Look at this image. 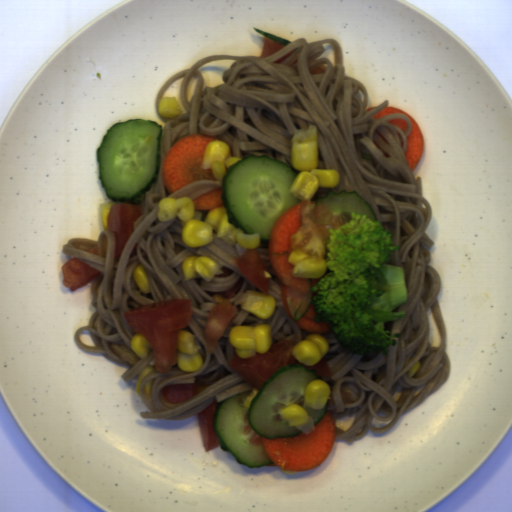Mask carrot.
Masks as SVG:
<instances>
[{"mask_svg": "<svg viewBox=\"0 0 512 512\" xmlns=\"http://www.w3.org/2000/svg\"><path fill=\"white\" fill-rule=\"evenodd\" d=\"M337 438L336 418L333 411L325 412L309 434L294 437H259L261 445L274 464L289 472H307L319 467L328 457Z\"/></svg>", "mask_w": 512, "mask_h": 512, "instance_id": "obj_1", "label": "carrot"}, {"mask_svg": "<svg viewBox=\"0 0 512 512\" xmlns=\"http://www.w3.org/2000/svg\"><path fill=\"white\" fill-rule=\"evenodd\" d=\"M308 200H302L298 204L290 206L281 213L272 225L267 245L270 265L280 281L281 298L285 313L290 320L300 329L316 335L332 333L330 325L324 322H316L314 306L310 303L306 314L295 321L287 302V289L284 278L289 274L293 265L287 259L293 248L290 247V236L295 234L303 224L302 208Z\"/></svg>", "mask_w": 512, "mask_h": 512, "instance_id": "obj_2", "label": "carrot"}, {"mask_svg": "<svg viewBox=\"0 0 512 512\" xmlns=\"http://www.w3.org/2000/svg\"><path fill=\"white\" fill-rule=\"evenodd\" d=\"M218 139L193 134L175 141L164 155L161 171L163 184L170 195L193 181H217L212 169H202L201 163L208 143Z\"/></svg>", "mask_w": 512, "mask_h": 512, "instance_id": "obj_3", "label": "carrot"}, {"mask_svg": "<svg viewBox=\"0 0 512 512\" xmlns=\"http://www.w3.org/2000/svg\"><path fill=\"white\" fill-rule=\"evenodd\" d=\"M390 114H404L408 117L411 125L412 132L407 137V148L404 153L406 162L413 172L416 166L420 163L424 150H425V137L424 133L419 125V123L406 111L402 110L397 106H388L379 113L372 116L375 118H380Z\"/></svg>", "mask_w": 512, "mask_h": 512, "instance_id": "obj_4", "label": "carrot"}, {"mask_svg": "<svg viewBox=\"0 0 512 512\" xmlns=\"http://www.w3.org/2000/svg\"><path fill=\"white\" fill-rule=\"evenodd\" d=\"M223 187L210 190L205 194L192 199L196 210H212L223 207Z\"/></svg>", "mask_w": 512, "mask_h": 512, "instance_id": "obj_5", "label": "carrot"}, {"mask_svg": "<svg viewBox=\"0 0 512 512\" xmlns=\"http://www.w3.org/2000/svg\"><path fill=\"white\" fill-rule=\"evenodd\" d=\"M388 123L390 124H393L399 128H401L403 130V132L405 133L406 130H407V127H408V124H407V121H405L404 119H393V120H390V121H387Z\"/></svg>", "mask_w": 512, "mask_h": 512, "instance_id": "obj_6", "label": "carrot"}]
</instances>
